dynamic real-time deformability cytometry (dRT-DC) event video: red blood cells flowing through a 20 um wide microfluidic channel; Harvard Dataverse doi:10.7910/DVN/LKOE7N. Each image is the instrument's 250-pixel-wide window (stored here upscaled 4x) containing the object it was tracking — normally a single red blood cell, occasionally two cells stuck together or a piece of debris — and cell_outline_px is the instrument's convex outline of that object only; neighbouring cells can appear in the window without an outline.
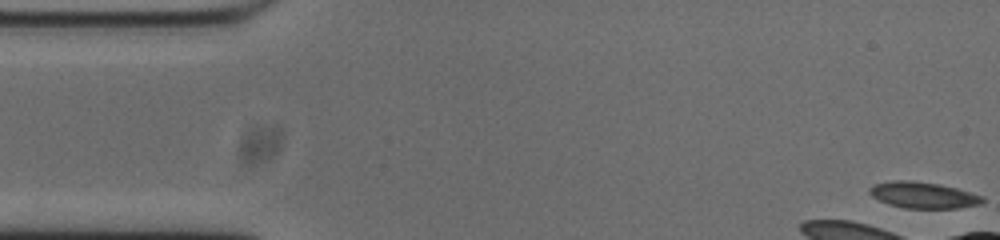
{"species": "common noctule bat (a hibernating species)", "species_latin": "Nyctalus noctula", "temperature_condition": "cold", "stored_images_in_passage": 7, "camera_frame_rate_fps": 3000, "um_per_image_px": 0.085, "animal": {"sex": "male", "body_mass_g": 20.0, "forearm_length_mm": 53.3}, "frame": {"image": 1, "passage_image": 1, "time_ms": 0.0, "image_size_px": [1000, 240], "cell_outline_px": [[984, 200], [976, 204], [956, 208], [904, 208], [880, 200], [872, 196], [872, 188], [876, 184], [892, 180], [908, 180], [940, 184], [956, 188], [980, 196]], "centroid_in_image_um": [78.46, 16.57], "position_along_channel_um": 6.5, "area_um2": 16.59}}